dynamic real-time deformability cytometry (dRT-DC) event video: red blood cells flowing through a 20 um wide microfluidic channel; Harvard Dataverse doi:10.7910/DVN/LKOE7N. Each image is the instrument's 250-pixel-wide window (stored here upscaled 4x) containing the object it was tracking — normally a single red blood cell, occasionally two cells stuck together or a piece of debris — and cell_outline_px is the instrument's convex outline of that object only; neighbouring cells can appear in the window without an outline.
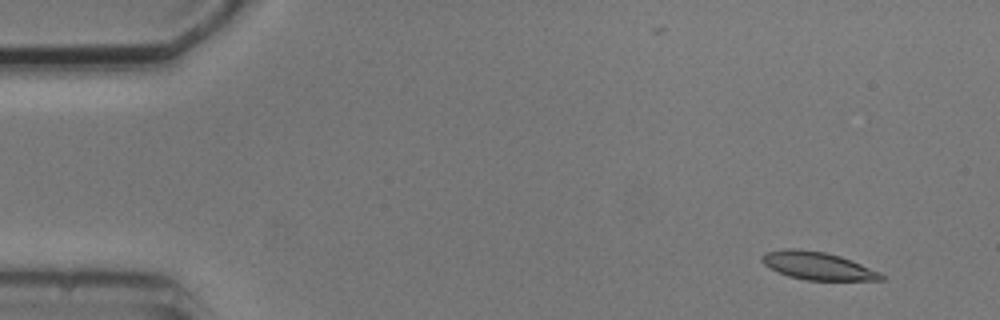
{"species": "common noctule bat (a hibernating species)", "species_latin": "Nyctalus noctula", "temperature_condition": "cold", "stored_images_in_passage": 6, "camera_frame_rate_fps": 3000, "um_per_image_px": 0.085, "animal": {"sex": "male", "body_mass_g": 20.5, "forearm_length_mm": 52.5}, "frame": {"image": 1, "passage_image": 2, "time_ms": 1.333, "image_size_px": [1000, 320], "cell_outline_px": [[884, 280], [808, 280], [788, 276], [764, 264], [760, 260], [760, 256], [764, 252], [788, 248], [796, 248], [824, 252], [840, 256], [880, 272], [884, 276]], "centroid_in_image_um": [69.47, 22.58], "position_along_channel_um": 15.5, "area_um2": 19.13}}